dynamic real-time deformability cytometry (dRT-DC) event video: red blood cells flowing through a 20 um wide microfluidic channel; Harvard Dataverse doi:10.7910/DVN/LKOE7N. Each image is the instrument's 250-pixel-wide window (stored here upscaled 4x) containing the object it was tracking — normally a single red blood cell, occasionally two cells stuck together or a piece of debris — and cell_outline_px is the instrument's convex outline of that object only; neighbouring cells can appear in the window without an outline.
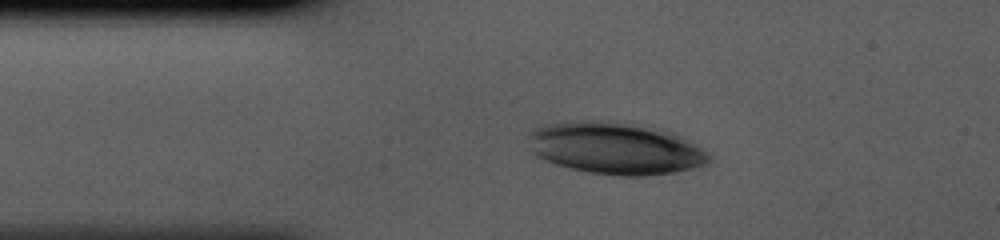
{"species": "human", "species_latin": "Homo sapiens", "temperature_condition": "cold", "stored_images_in_passage": 30, "camera_frame_rate_fps": 3000, "um_per_image_px": 0.085, "donor": {"sex": "male"}, "frame": {"image": 1, "passage_image": 1, "time_ms": 0.0, "image_size_px": [1000, 240], "cell_outline_px": [[712, 160], [708, 164], [676, 172], [644, 176], [620, 176], [588, 172], [568, 168], [544, 160], [536, 156], [532, 152], [528, 136], [532, 128], [540, 124], [568, 120], [604, 120], [652, 124], [676, 132], [696, 144], [712, 156]], "centroid_in_image_um": [52.33, 12.56], "position_along_channel_um": 32.7, "area_um2": 56.47}}
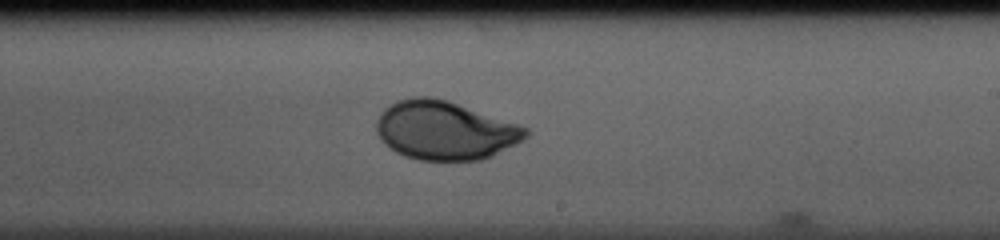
{"frame": {"image": 2, "passage_image": 18, "time_ms": 5.667, "image_size_px": [1000, 240], "cell_outline_px": [[532, 132], [528, 136], [516, 144], [492, 156], [480, 160], [420, 160], [404, 156], [396, 152], [384, 144], [380, 140], [376, 132], [376, 120], [384, 108], [400, 100], [412, 96], [428, 96], [448, 100], [520, 124], [528, 128]], "centroid_in_image_um": [37.83, 11.08], "position_along_channel_um": 251.2, "area_um2": 51.44}}
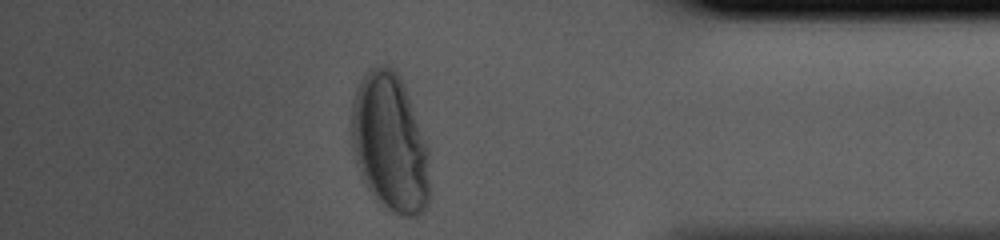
{"frame": {"image": 3, "passage_image": 30, "time_ms": 9.667, "image_size_px": [1000, 240], "cell_outline_px": [[432, 192], [428, 208], [420, 216], [404, 216], [388, 208], [372, 196], [364, 184], [360, 176], [356, 164], [352, 148], [352, 100], [356, 88], [364, 72], [368, 68], [380, 64], [388, 64], [400, 76], [404, 84], [428, 148]], "centroid_in_image_um": [33.17, 12.17], "position_along_channel_um": 402.0, "area_um2": 64.27}}